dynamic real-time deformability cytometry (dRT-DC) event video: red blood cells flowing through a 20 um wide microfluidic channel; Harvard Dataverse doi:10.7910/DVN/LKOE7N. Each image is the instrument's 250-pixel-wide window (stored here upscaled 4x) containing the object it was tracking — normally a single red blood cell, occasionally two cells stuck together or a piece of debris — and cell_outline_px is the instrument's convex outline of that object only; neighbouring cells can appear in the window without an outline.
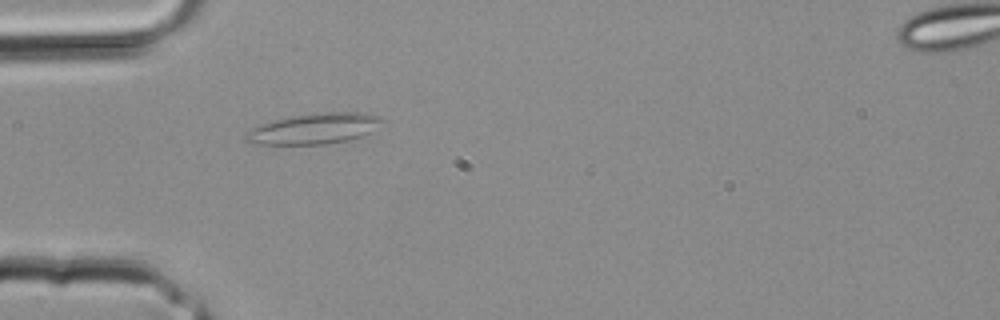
{"species": "common noctule bat (a hibernating species)", "species_latin": "Nyctalus noctula", "temperature_condition": "room temperature", "stored_images_in_passage": 3, "segment_of_instrument_passage": [1, 2], "camera_frame_rate_fps": 3000, "um_per_image_px": 0.085, "animal": {"sex": "male", "body_mass_g": 20.4}, "frame": {"image": 1, "passage_image": 2, "time_ms": 0.333, "image_size_px": [1000, 320], "cell_outline_px": [[388, 120], [368, 132], [360, 136], [348, 140], [324, 144], [252, 144], [244, 140], [244, 132], [260, 124], [272, 120], [296, 116], [324, 112], [364, 112], [380, 116]], "centroid_in_image_um": [26.69, 10.93], "position_along_channel_um": 58.3, "area_um2": 24.39}}